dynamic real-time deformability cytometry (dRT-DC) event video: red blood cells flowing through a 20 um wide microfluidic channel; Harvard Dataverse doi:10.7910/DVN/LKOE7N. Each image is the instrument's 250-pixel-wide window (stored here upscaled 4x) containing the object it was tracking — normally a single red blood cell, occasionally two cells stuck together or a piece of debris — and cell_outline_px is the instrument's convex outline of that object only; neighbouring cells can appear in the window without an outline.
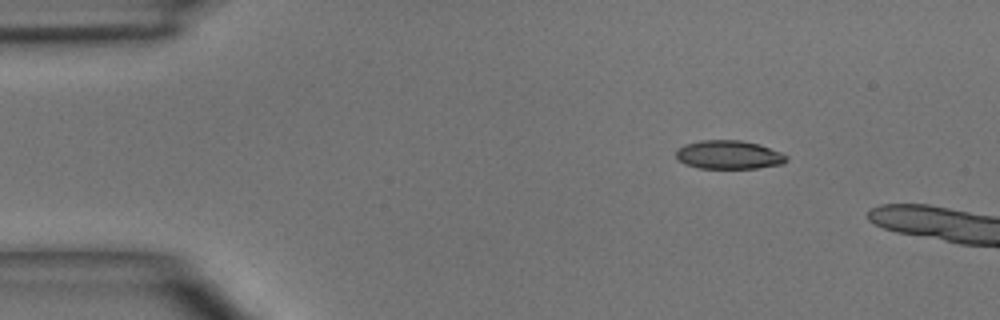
{"species": "common noctule bat (a hibernating species)", "species_latin": "Nyctalus noctula", "temperature_condition": "room temperature", "stored_images_in_passage": 3, "camera_frame_rate_fps": 3000, "um_per_image_px": 0.085, "animal": {"sex": "male", "body_mass_g": 15.6}, "frame": {"image": 1, "passage_image": 2, "time_ms": 1.333, "image_size_px": [1000, 320], "cell_outline_px": [[788, 160], [784, 164], [756, 168], [700, 168], [684, 164], [676, 156], [676, 152], [684, 144], [700, 140], [740, 140], [760, 144], [780, 152], [788, 156]], "centroid_in_image_um": [61.98, 13.15], "position_along_channel_um": 23.0, "area_um2": 18.44}}